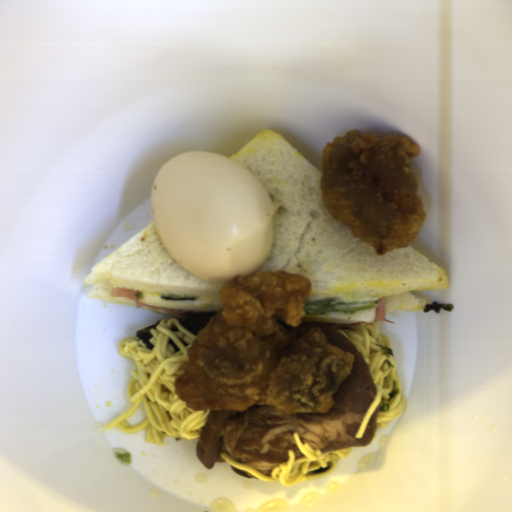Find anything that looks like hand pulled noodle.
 Returning a JSON list of instances; mask_svg holds the SVG:
<instances>
[{"instance_id":"hand-pulled-noodle-2","label":"hand pulled noodle","mask_w":512,"mask_h":512,"mask_svg":"<svg viewBox=\"0 0 512 512\" xmlns=\"http://www.w3.org/2000/svg\"><path fill=\"white\" fill-rule=\"evenodd\" d=\"M330 326L360 351L373 378L376 397L354 431V437L361 439L377 409V432L401 417L406 410L407 399L402 391L391 339L381 333L378 323Z\"/></svg>"},{"instance_id":"hand-pulled-noodle-1","label":"hand pulled noodle","mask_w":512,"mask_h":512,"mask_svg":"<svg viewBox=\"0 0 512 512\" xmlns=\"http://www.w3.org/2000/svg\"><path fill=\"white\" fill-rule=\"evenodd\" d=\"M149 330L150 349L135 335L118 344V356L135 366L126 389L132 407L104 424L103 429L109 432L118 428L129 434L145 430L144 441L157 445H163L164 438L199 439L212 410H191L174 389L190 361L188 351L197 335L173 316L161 318Z\"/></svg>"},{"instance_id":"hand-pulled-noodle-3","label":"hand pulled noodle","mask_w":512,"mask_h":512,"mask_svg":"<svg viewBox=\"0 0 512 512\" xmlns=\"http://www.w3.org/2000/svg\"><path fill=\"white\" fill-rule=\"evenodd\" d=\"M295 445L303 453L302 458L296 459L294 449L288 450V461L280 462L264 475L256 468L232 458L227 452H221L219 458L231 464V469L237 475L246 479H257L265 482H279L283 486H293L298 483L327 477L336 470L339 460L349 457L352 447L333 451H323L314 448L309 443H303L298 432L293 433Z\"/></svg>"}]
</instances>
